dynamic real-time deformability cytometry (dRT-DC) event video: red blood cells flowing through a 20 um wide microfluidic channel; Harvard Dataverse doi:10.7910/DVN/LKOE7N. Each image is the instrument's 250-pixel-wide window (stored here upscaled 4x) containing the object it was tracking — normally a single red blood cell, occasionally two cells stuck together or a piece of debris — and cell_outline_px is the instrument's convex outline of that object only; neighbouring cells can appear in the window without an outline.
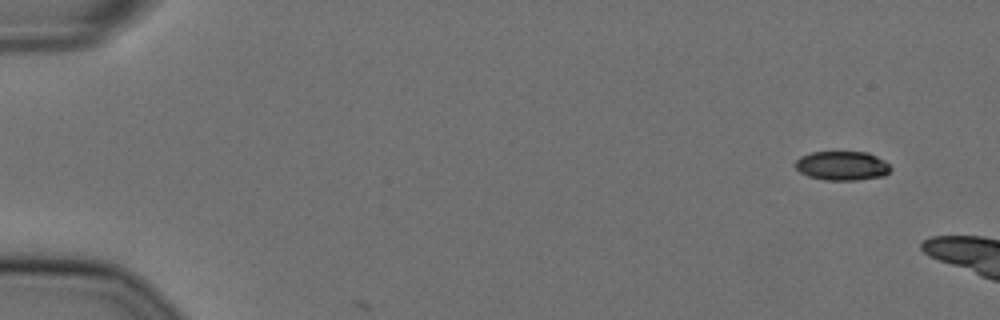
{"species": "Egyptian fruit bat (a non-hibernating species)", "species_latin": "Rousettus aegyptiacus", "temperature_condition": "cold", "stored_images_in_passage": 3, "camera_frame_rate_fps": 3000, "um_per_image_px": 0.085, "animal": {"sex": "female"}, "frame": {"image": 1, "passage_image": 1, "time_ms": 0.0, "image_size_px": [1000, 320], "cell_outline_px": [[892, 168], [884, 176], [856, 180], [824, 180], [808, 176], [800, 172], [796, 168], [796, 160], [800, 156], [812, 152], [868, 152], [884, 160]], "centroid_in_image_um": [71.58, 14.09], "position_along_channel_um": 13.4, "area_um2": 16.18}}